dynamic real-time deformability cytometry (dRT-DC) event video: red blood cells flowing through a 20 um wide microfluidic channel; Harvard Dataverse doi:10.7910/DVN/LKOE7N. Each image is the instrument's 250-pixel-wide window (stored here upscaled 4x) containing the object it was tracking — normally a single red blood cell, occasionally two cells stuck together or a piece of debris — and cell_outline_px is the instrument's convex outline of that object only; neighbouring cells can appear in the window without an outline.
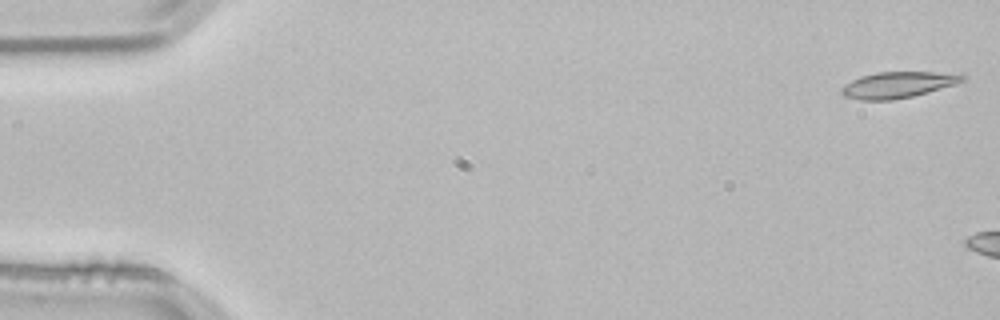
{"species": "common noctule bat (a hibernating species)", "species_latin": "Nyctalus noctula", "temperature_condition": "room temperature", "stored_images_in_passage": 12, "camera_frame_rate_fps": 3000, "um_per_image_px": 0.085, "animal": {"sex": "male", "body_mass_g": 21.5, "forearm_length_mm": 52.0}, "frame": {"image": 1, "passage_image": 1, "time_ms": 0.0, "image_size_px": [1000, 320], "cell_outline_px": [[964, 80], [940, 88], [912, 96], [892, 100], [860, 100], [844, 96], [840, 92], [840, 88], [852, 80], [860, 76], [876, 72], [964, 72]], "centroid_in_image_um": [76.31, 7.19], "position_along_channel_um": 8.7, "area_um2": 18.38}}